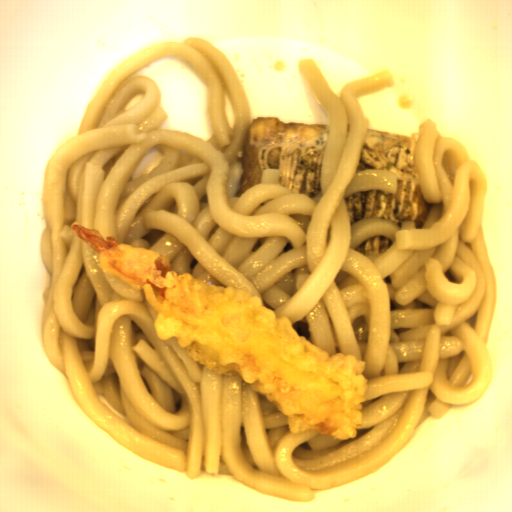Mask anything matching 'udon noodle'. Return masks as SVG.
Here are the masks:
<instances>
[{"instance_id":"1","label":"udon noodle","mask_w":512,"mask_h":512,"mask_svg":"<svg viewBox=\"0 0 512 512\" xmlns=\"http://www.w3.org/2000/svg\"><path fill=\"white\" fill-rule=\"evenodd\" d=\"M171 55L207 82L208 142L155 129L169 119L161 92L134 74ZM297 70L328 121L318 203L264 181L228 197L251 106L231 61L208 40L151 45L106 76L76 134L45 164L40 328L44 357L76 405L127 451L190 480L230 475L309 502L379 471L428 419L488 392L497 277L483 227L489 182L464 144L431 118L417 125L416 172L431 204L421 228L378 217L351 223L350 195L398 193L394 172L358 171L366 120L357 99L394 88V75L386 68L349 81L338 95L312 59ZM154 145L162 162L132 181ZM75 221L166 255L175 271L251 291L329 356L366 361L357 436L290 433L288 416L238 375L206 370L176 338H156L142 291L106 275L98 252L73 234ZM382 235L392 240L384 252L355 249Z\"/></svg>"}]
</instances>
